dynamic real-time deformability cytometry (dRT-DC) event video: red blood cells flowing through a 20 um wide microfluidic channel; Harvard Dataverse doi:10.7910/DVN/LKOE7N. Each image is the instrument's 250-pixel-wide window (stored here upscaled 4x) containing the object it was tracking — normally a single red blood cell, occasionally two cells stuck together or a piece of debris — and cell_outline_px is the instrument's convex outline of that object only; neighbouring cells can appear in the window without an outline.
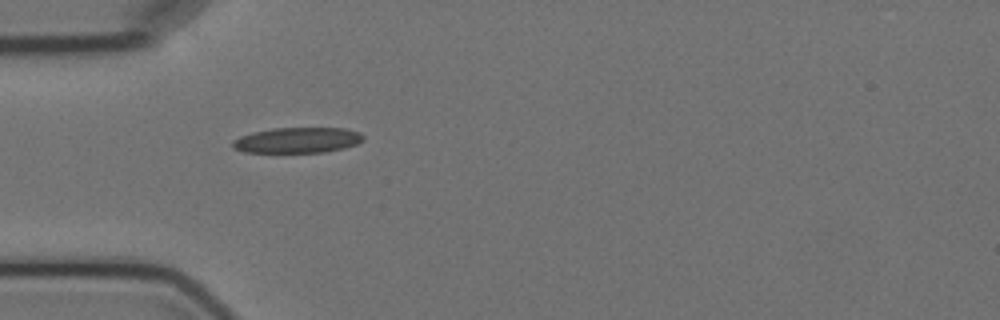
{"species": "Egyptian fruit bat (a non-hibernating species)", "species_latin": "Rousettus aegyptiacus", "temperature_condition": "cold", "stored_images_in_passage": 3, "camera_frame_rate_fps": 3000, "um_per_image_px": 0.085, "animal": {"sex": "female"}, "frame": {"image": 1, "passage_image": 1, "time_ms": 0.0, "image_size_px": [1000, 320], "cell_outline_px": [[364, 140], [356, 144], [344, 148], [324, 152], [244, 152], [232, 148], [232, 140], [240, 136], [252, 132], [272, 128], [344, 128], [360, 132], [364, 136]], "centroid_in_image_um": [25.27, 11.91], "position_along_channel_um": 59.7, "area_um2": 19.54}}
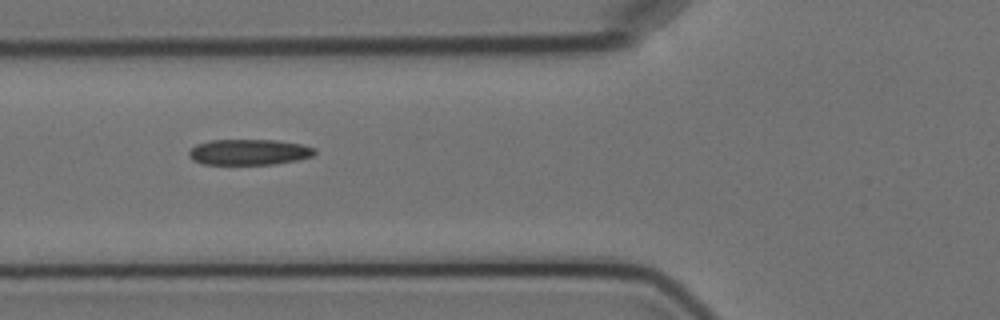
{"frame": {"image": 2, "passage_image": 2, "time_ms": 1.333, "image_size_px": [1000, 320], "cell_outline_px": [[316, 152], [312, 156], [296, 160], [276, 164], [204, 164], [192, 160], [188, 156], [188, 152], [196, 144], [208, 140], [276, 140], [300, 144], [316, 148]], "centroid_in_image_um": [21.14, 12.92], "position_along_channel_um": 104.7, "area_um2": 18.9}}
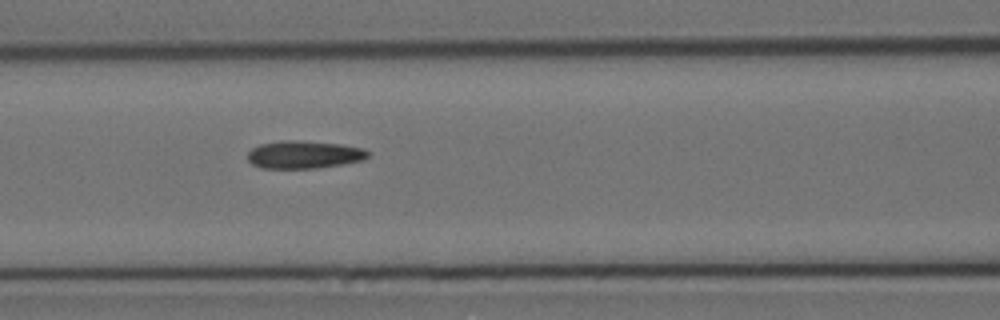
{"frame": {"image": 3, "passage_image": 3, "time_ms": 2.333, "image_size_px": [1000, 320], "cell_outline_px": [[368, 156], [364, 160], [344, 164], [316, 168], [260, 168], [252, 164], [248, 160], [248, 152], [252, 148], [260, 144], [280, 140], [296, 140], [340, 144], [364, 148], [368, 152]], "centroid_in_image_um": [25.83, 13.14], "position_along_channel_um": 140.8, "area_um2": 19.54}}